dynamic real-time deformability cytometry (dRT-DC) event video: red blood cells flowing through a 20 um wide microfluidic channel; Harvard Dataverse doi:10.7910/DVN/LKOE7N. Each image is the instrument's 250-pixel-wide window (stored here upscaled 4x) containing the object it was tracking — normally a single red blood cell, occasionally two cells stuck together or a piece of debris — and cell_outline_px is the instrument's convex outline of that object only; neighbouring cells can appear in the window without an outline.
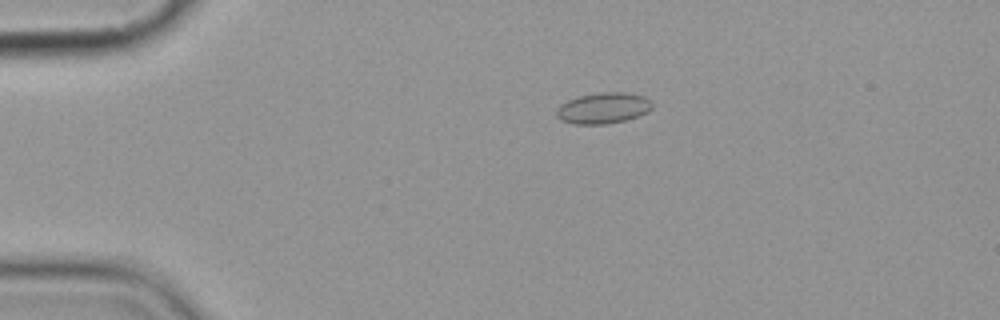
{"species": "common noctule bat (a hibernating species)", "species_latin": "Nyctalus noctula", "temperature_condition": "cold", "stored_images_in_passage": 6, "camera_frame_rate_fps": 3000, "um_per_image_px": 0.085, "animal": {"sex": "female", "body_mass_g": 19.9}, "frame": {"image": 1, "passage_image": 4, "time_ms": 3.667, "image_size_px": [1000, 320], "cell_outline_px": [[652, 108], [648, 112], [624, 120], [608, 124], [572, 124], [560, 120], [556, 116], [556, 108], [560, 104], [568, 100], [580, 96], [600, 92], [624, 92], [644, 96], [652, 100]], "centroid_in_image_um": [51.26, 9.19], "position_along_channel_um": 33.7, "area_um2": 17.4}}
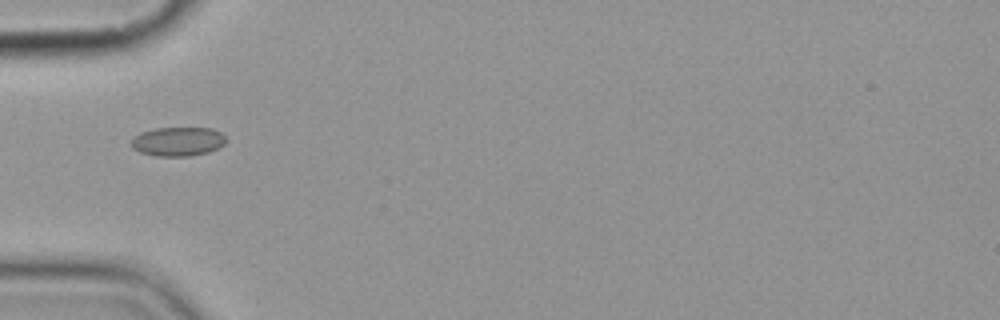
{"frame": {"image": 2, "passage_image": 6, "time_ms": 6.0, "image_size_px": [1000, 320], "cell_outline_px": [[228, 140], [224, 144], [208, 152], [192, 156], [156, 156], [140, 152], [132, 148], [132, 140], [140, 132], [156, 128], [212, 128], [220, 132]], "centroid_in_image_um": [15.13, 12.03], "position_along_channel_um": 69.9, "area_um2": 16.01}}